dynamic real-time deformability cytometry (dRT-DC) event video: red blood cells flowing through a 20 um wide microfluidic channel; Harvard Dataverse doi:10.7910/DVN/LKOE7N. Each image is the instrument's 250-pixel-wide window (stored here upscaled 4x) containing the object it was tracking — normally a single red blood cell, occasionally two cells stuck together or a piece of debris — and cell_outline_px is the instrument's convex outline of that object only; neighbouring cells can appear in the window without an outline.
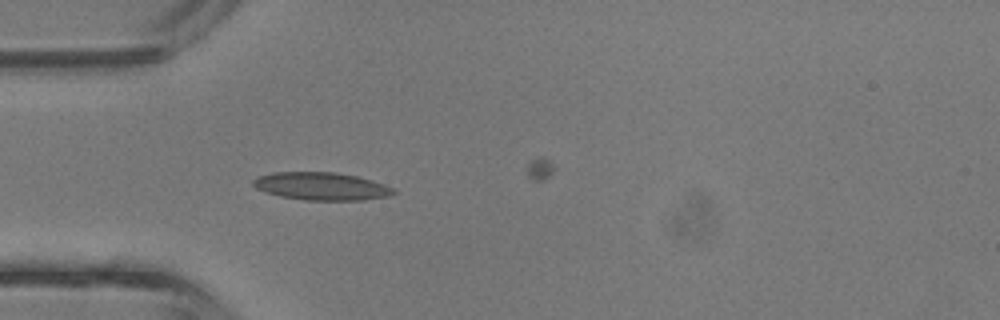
{"species": "common noctule bat (a hibernating species)", "species_latin": "Nyctalus noctula", "temperature_condition": "room temperature", "stored_images_in_passage": 3, "camera_frame_rate_fps": 3000, "um_per_image_px": 0.085, "animal": {"sex": "male", "body_mass_g": 13.3}, "frame": {"image": 1, "passage_image": 3, "time_ms": 0.667, "image_size_px": [1000, 320], "cell_outline_px": [[396, 192], [388, 196], [364, 200], [304, 200], [280, 196], [264, 192], [256, 188], [252, 184], [252, 180], [260, 176], [276, 172], [332, 172], [356, 176], [372, 180], [392, 188]], "centroid_in_image_um": [27.29, 15.83], "position_along_channel_um": 57.7, "area_um2": 22.54}}